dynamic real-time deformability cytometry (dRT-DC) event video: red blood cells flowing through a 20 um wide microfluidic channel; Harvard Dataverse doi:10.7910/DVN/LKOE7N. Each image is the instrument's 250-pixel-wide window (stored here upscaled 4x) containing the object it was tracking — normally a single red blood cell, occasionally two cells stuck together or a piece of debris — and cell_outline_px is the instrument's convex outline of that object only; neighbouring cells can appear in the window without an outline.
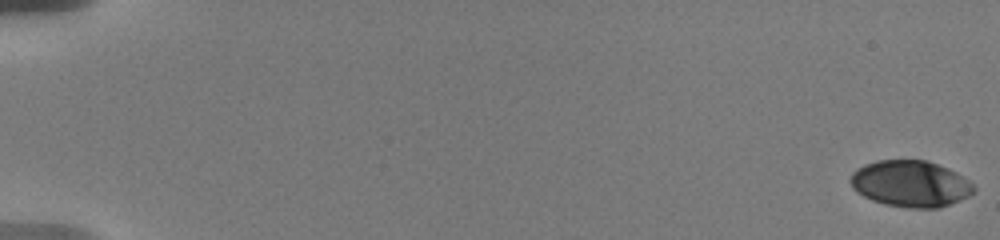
{"species": "human", "species_latin": "Homo sapiens", "temperature_condition": "warm", "stored_images_in_passage": 32, "camera_frame_rate_fps": 3000, "um_per_image_px": 0.085, "donor": {"sex": "male"}, "frame": {"image": 1, "passage_image": 1, "time_ms": 0.0, "image_size_px": [1000, 240], "cell_outline_px": [[976, 188], [968, 196], [960, 200], [940, 208], [908, 208], [884, 204], [872, 200], [856, 192], [852, 188], [848, 180], [852, 172], [856, 168], [864, 164], [876, 160], [928, 160], [948, 168], [956, 172], [968, 180]], "centroid_in_image_um": [77.35, 15.61], "position_along_channel_um": 7.6, "area_um2": 33.64}}
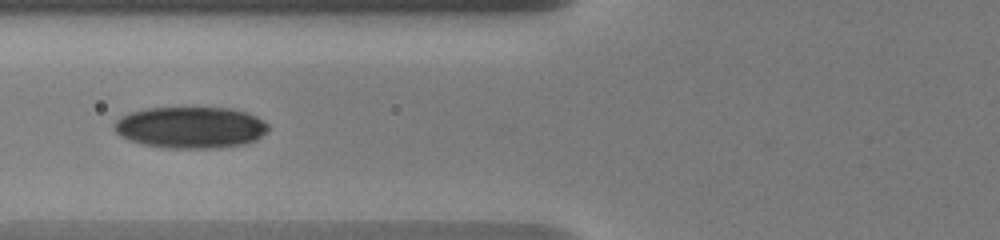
{"frame": {"image": 2, "passage_image": 18, "time_ms": 8.0, "image_size_px": [1000, 240], "cell_outline_px": [[268, 128], [256, 140], [244, 144], [220, 148], [168, 148], [140, 144], [128, 140], [120, 136], [112, 128], [116, 120], [120, 116], [128, 112], [148, 108], [232, 108], [256, 116], [264, 120], [268, 124]], "centroid_in_image_um": [16.15, 10.84], "position_along_channel_um": 109.6, "area_um2": 37.51}}
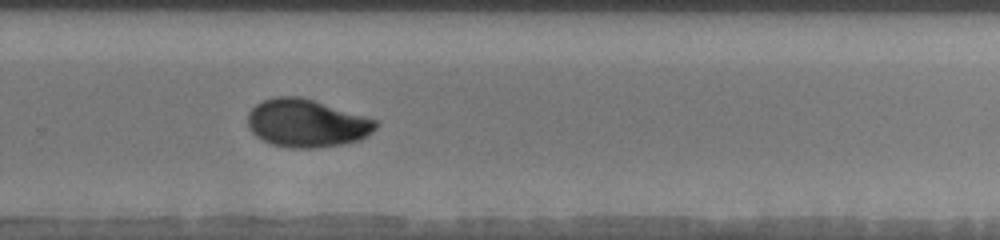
{"frame": {"image": 3, "passage_image": 30, "time_ms": 13.333, "image_size_px": [1000, 240], "cell_outline_px": [[380, 124], [368, 136], [360, 140], [340, 144], [316, 148], [292, 148], [272, 144], [260, 140], [248, 128], [248, 112], [256, 104], [272, 96], [300, 96], [364, 116], [376, 120]], "centroid_in_image_um": [26.04, 10.47], "position_along_channel_um": 303.8, "area_um2": 35.78}}